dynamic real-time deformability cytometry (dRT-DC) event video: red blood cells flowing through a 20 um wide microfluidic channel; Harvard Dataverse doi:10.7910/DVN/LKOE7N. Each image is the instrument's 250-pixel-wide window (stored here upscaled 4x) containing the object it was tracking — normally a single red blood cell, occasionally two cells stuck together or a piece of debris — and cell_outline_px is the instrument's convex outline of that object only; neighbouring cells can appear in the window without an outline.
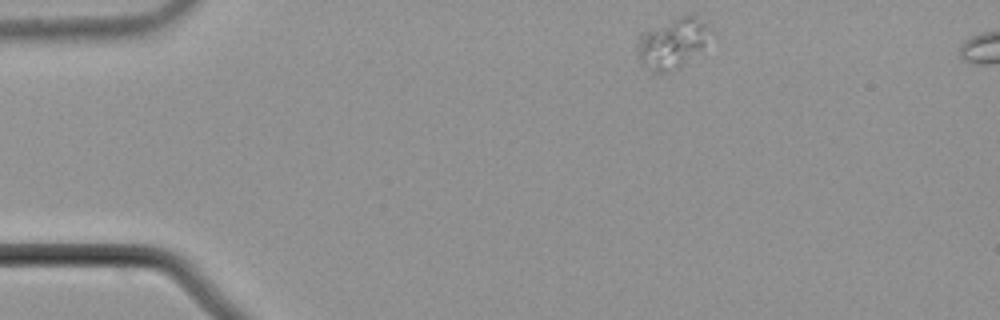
{"species": "common noctule bat (a hibernating species)", "species_latin": "Nyctalus noctula", "temperature_condition": "cold", "stored_images_in_passage": 47, "camera_frame_rate_fps": 3000, "um_per_image_px": 0.085, "animal": {"sex": "male", "body_mass_g": 21.5, "forearm_length_mm": 52.0}, "frame": {"image": 1, "passage_image": 1, "time_ms": 0.0, "image_size_px": [1000, 320], "cell_outline_px": [[704, 44], [700, 48], [676, 68], [660, 76], [652, 72], [640, 60], [640, 32], [680, 16], [692, 12], [704, 24]], "centroid_in_image_um": [57.05, 3.67], "position_along_channel_um": 27.9, "area_um2": 20.0}}
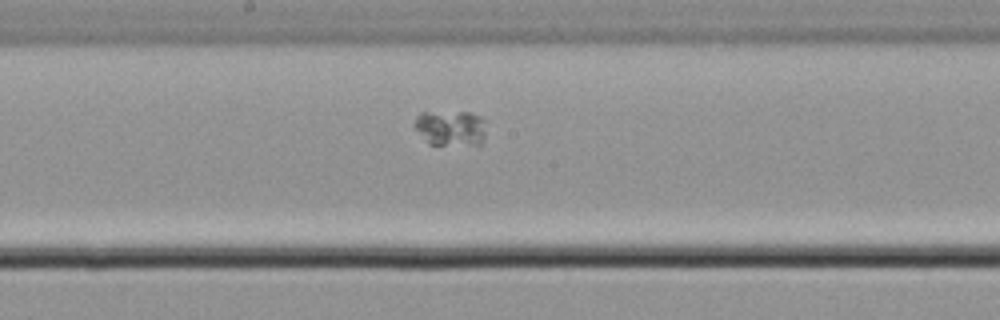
{"frame": {"image": 2, "passage_image": 21, "time_ms": 6.667, "image_size_px": [1000, 320], "cell_outline_px": [[484, 140], [480, 144], [428, 144], [412, 124], [416, 116], [420, 112], [468, 112], [480, 116], [484, 120]], "centroid_in_image_um": [38.27, 10.86], "position_along_channel_um": 209.9, "area_um2": 14.8}}
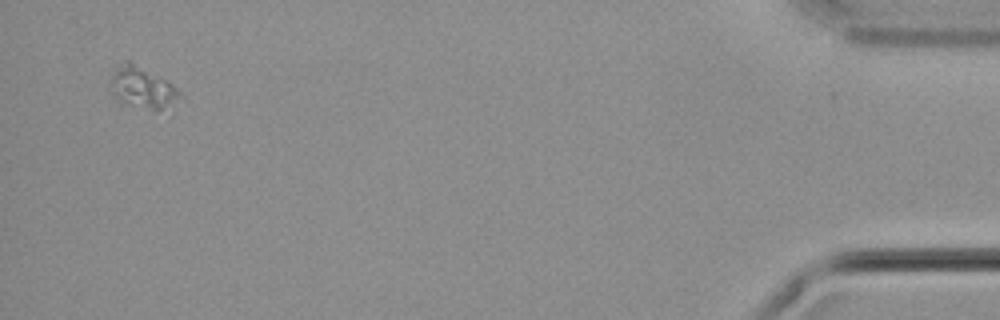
{"frame": {"image": 3, "passage_image": 45, "time_ms": 14.667, "image_size_px": [1000, 320], "cell_outline_px": [[184, 96], [156, 112], [116, 100], [112, 96], [108, 72], [124, 60], [132, 60], [172, 84]], "centroid_in_image_um": [12.01, 7.4], "position_along_channel_um": 423.2, "area_um2": 17.22}}